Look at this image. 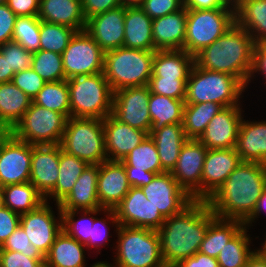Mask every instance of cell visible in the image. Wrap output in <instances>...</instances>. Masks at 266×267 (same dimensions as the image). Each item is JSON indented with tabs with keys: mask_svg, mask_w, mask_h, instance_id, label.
Instances as JSON below:
<instances>
[{
	"mask_svg": "<svg viewBox=\"0 0 266 267\" xmlns=\"http://www.w3.org/2000/svg\"><path fill=\"white\" fill-rule=\"evenodd\" d=\"M12 83L33 100L46 82L33 69L29 68L15 73Z\"/></svg>",
	"mask_w": 266,
	"mask_h": 267,
	"instance_id": "49",
	"label": "cell"
},
{
	"mask_svg": "<svg viewBox=\"0 0 266 267\" xmlns=\"http://www.w3.org/2000/svg\"><path fill=\"white\" fill-rule=\"evenodd\" d=\"M98 165H88L71 192L58 204L60 210L102 209L97 192Z\"/></svg>",
	"mask_w": 266,
	"mask_h": 267,
	"instance_id": "27",
	"label": "cell"
},
{
	"mask_svg": "<svg viewBox=\"0 0 266 267\" xmlns=\"http://www.w3.org/2000/svg\"><path fill=\"white\" fill-rule=\"evenodd\" d=\"M32 99L12 82L0 83V122L11 129L29 109Z\"/></svg>",
	"mask_w": 266,
	"mask_h": 267,
	"instance_id": "34",
	"label": "cell"
},
{
	"mask_svg": "<svg viewBox=\"0 0 266 267\" xmlns=\"http://www.w3.org/2000/svg\"><path fill=\"white\" fill-rule=\"evenodd\" d=\"M123 47L156 51L152 35V19L140 6L125 9Z\"/></svg>",
	"mask_w": 266,
	"mask_h": 267,
	"instance_id": "29",
	"label": "cell"
},
{
	"mask_svg": "<svg viewBox=\"0 0 266 267\" xmlns=\"http://www.w3.org/2000/svg\"><path fill=\"white\" fill-rule=\"evenodd\" d=\"M91 267H117L116 265H112L106 261H100L93 264Z\"/></svg>",
	"mask_w": 266,
	"mask_h": 267,
	"instance_id": "66",
	"label": "cell"
},
{
	"mask_svg": "<svg viewBox=\"0 0 266 267\" xmlns=\"http://www.w3.org/2000/svg\"><path fill=\"white\" fill-rule=\"evenodd\" d=\"M89 164L80 158L69 155L59 144L58 179L55 188L44 198H53L59 204L72 190L79 176Z\"/></svg>",
	"mask_w": 266,
	"mask_h": 267,
	"instance_id": "33",
	"label": "cell"
},
{
	"mask_svg": "<svg viewBox=\"0 0 266 267\" xmlns=\"http://www.w3.org/2000/svg\"><path fill=\"white\" fill-rule=\"evenodd\" d=\"M148 85L128 87L113 94L112 115L122 123L147 132L151 131Z\"/></svg>",
	"mask_w": 266,
	"mask_h": 267,
	"instance_id": "12",
	"label": "cell"
},
{
	"mask_svg": "<svg viewBox=\"0 0 266 267\" xmlns=\"http://www.w3.org/2000/svg\"><path fill=\"white\" fill-rule=\"evenodd\" d=\"M32 148L14 135L5 143L0 155V188L30 181Z\"/></svg>",
	"mask_w": 266,
	"mask_h": 267,
	"instance_id": "18",
	"label": "cell"
},
{
	"mask_svg": "<svg viewBox=\"0 0 266 267\" xmlns=\"http://www.w3.org/2000/svg\"><path fill=\"white\" fill-rule=\"evenodd\" d=\"M265 189L266 165L241 162L207 202L216 217L244 222Z\"/></svg>",
	"mask_w": 266,
	"mask_h": 267,
	"instance_id": "2",
	"label": "cell"
},
{
	"mask_svg": "<svg viewBox=\"0 0 266 267\" xmlns=\"http://www.w3.org/2000/svg\"><path fill=\"white\" fill-rule=\"evenodd\" d=\"M242 162L235 148L208 149L201 176V200H208Z\"/></svg>",
	"mask_w": 266,
	"mask_h": 267,
	"instance_id": "19",
	"label": "cell"
},
{
	"mask_svg": "<svg viewBox=\"0 0 266 267\" xmlns=\"http://www.w3.org/2000/svg\"><path fill=\"white\" fill-rule=\"evenodd\" d=\"M7 4V0H0V5Z\"/></svg>",
	"mask_w": 266,
	"mask_h": 267,
	"instance_id": "69",
	"label": "cell"
},
{
	"mask_svg": "<svg viewBox=\"0 0 266 267\" xmlns=\"http://www.w3.org/2000/svg\"><path fill=\"white\" fill-rule=\"evenodd\" d=\"M70 117L105 119L112 114L113 94L104 72L67 80Z\"/></svg>",
	"mask_w": 266,
	"mask_h": 267,
	"instance_id": "6",
	"label": "cell"
},
{
	"mask_svg": "<svg viewBox=\"0 0 266 267\" xmlns=\"http://www.w3.org/2000/svg\"><path fill=\"white\" fill-rule=\"evenodd\" d=\"M194 65V56L185 50H156L151 77L188 79Z\"/></svg>",
	"mask_w": 266,
	"mask_h": 267,
	"instance_id": "31",
	"label": "cell"
},
{
	"mask_svg": "<svg viewBox=\"0 0 266 267\" xmlns=\"http://www.w3.org/2000/svg\"><path fill=\"white\" fill-rule=\"evenodd\" d=\"M103 131L105 151L110 161H121L149 135L145 131L120 122L112 114L103 119Z\"/></svg>",
	"mask_w": 266,
	"mask_h": 267,
	"instance_id": "23",
	"label": "cell"
},
{
	"mask_svg": "<svg viewBox=\"0 0 266 267\" xmlns=\"http://www.w3.org/2000/svg\"><path fill=\"white\" fill-rule=\"evenodd\" d=\"M103 212L117 232V267H166L161 258L160 236L157 230L119 225L115 210Z\"/></svg>",
	"mask_w": 266,
	"mask_h": 267,
	"instance_id": "4",
	"label": "cell"
},
{
	"mask_svg": "<svg viewBox=\"0 0 266 267\" xmlns=\"http://www.w3.org/2000/svg\"><path fill=\"white\" fill-rule=\"evenodd\" d=\"M149 135L155 142L162 169L171 172L178 161L182 145L188 140L183 124H170L151 129Z\"/></svg>",
	"mask_w": 266,
	"mask_h": 267,
	"instance_id": "30",
	"label": "cell"
},
{
	"mask_svg": "<svg viewBox=\"0 0 266 267\" xmlns=\"http://www.w3.org/2000/svg\"><path fill=\"white\" fill-rule=\"evenodd\" d=\"M174 267H219L217 258L197 252L192 257L178 262Z\"/></svg>",
	"mask_w": 266,
	"mask_h": 267,
	"instance_id": "57",
	"label": "cell"
},
{
	"mask_svg": "<svg viewBox=\"0 0 266 267\" xmlns=\"http://www.w3.org/2000/svg\"><path fill=\"white\" fill-rule=\"evenodd\" d=\"M185 100L150 93L149 113L152 121L151 129H157L170 124L183 123Z\"/></svg>",
	"mask_w": 266,
	"mask_h": 267,
	"instance_id": "39",
	"label": "cell"
},
{
	"mask_svg": "<svg viewBox=\"0 0 266 267\" xmlns=\"http://www.w3.org/2000/svg\"><path fill=\"white\" fill-rule=\"evenodd\" d=\"M0 53L6 57L9 70L15 73L31 68L33 52L26 50L20 43L9 41L0 45Z\"/></svg>",
	"mask_w": 266,
	"mask_h": 267,
	"instance_id": "46",
	"label": "cell"
},
{
	"mask_svg": "<svg viewBox=\"0 0 266 267\" xmlns=\"http://www.w3.org/2000/svg\"><path fill=\"white\" fill-rule=\"evenodd\" d=\"M245 267H266V255L260 248L249 258Z\"/></svg>",
	"mask_w": 266,
	"mask_h": 267,
	"instance_id": "62",
	"label": "cell"
},
{
	"mask_svg": "<svg viewBox=\"0 0 266 267\" xmlns=\"http://www.w3.org/2000/svg\"><path fill=\"white\" fill-rule=\"evenodd\" d=\"M84 247L62 230L45 256V267H86Z\"/></svg>",
	"mask_w": 266,
	"mask_h": 267,
	"instance_id": "32",
	"label": "cell"
},
{
	"mask_svg": "<svg viewBox=\"0 0 266 267\" xmlns=\"http://www.w3.org/2000/svg\"><path fill=\"white\" fill-rule=\"evenodd\" d=\"M207 150L199 140L188 139L182 145L178 161L170 172L193 200H201V176Z\"/></svg>",
	"mask_w": 266,
	"mask_h": 267,
	"instance_id": "14",
	"label": "cell"
},
{
	"mask_svg": "<svg viewBox=\"0 0 266 267\" xmlns=\"http://www.w3.org/2000/svg\"><path fill=\"white\" fill-rule=\"evenodd\" d=\"M14 72L9 70V63L6 57L0 53V83L12 82Z\"/></svg>",
	"mask_w": 266,
	"mask_h": 267,
	"instance_id": "61",
	"label": "cell"
},
{
	"mask_svg": "<svg viewBox=\"0 0 266 267\" xmlns=\"http://www.w3.org/2000/svg\"><path fill=\"white\" fill-rule=\"evenodd\" d=\"M131 188L124 164L106 160L98 165L97 192L102 209H115Z\"/></svg>",
	"mask_w": 266,
	"mask_h": 267,
	"instance_id": "22",
	"label": "cell"
},
{
	"mask_svg": "<svg viewBox=\"0 0 266 267\" xmlns=\"http://www.w3.org/2000/svg\"><path fill=\"white\" fill-rule=\"evenodd\" d=\"M16 20L17 16L7 4L0 5V45L12 41Z\"/></svg>",
	"mask_w": 266,
	"mask_h": 267,
	"instance_id": "53",
	"label": "cell"
},
{
	"mask_svg": "<svg viewBox=\"0 0 266 267\" xmlns=\"http://www.w3.org/2000/svg\"><path fill=\"white\" fill-rule=\"evenodd\" d=\"M121 5L126 7L140 6L144 0H120Z\"/></svg>",
	"mask_w": 266,
	"mask_h": 267,
	"instance_id": "64",
	"label": "cell"
},
{
	"mask_svg": "<svg viewBox=\"0 0 266 267\" xmlns=\"http://www.w3.org/2000/svg\"><path fill=\"white\" fill-rule=\"evenodd\" d=\"M61 149L90 165H99L107 159L103 120L69 117L60 142Z\"/></svg>",
	"mask_w": 266,
	"mask_h": 267,
	"instance_id": "8",
	"label": "cell"
},
{
	"mask_svg": "<svg viewBox=\"0 0 266 267\" xmlns=\"http://www.w3.org/2000/svg\"><path fill=\"white\" fill-rule=\"evenodd\" d=\"M245 1L248 0H228L229 7L236 10L238 7H240Z\"/></svg>",
	"mask_w": 266,
	"mask_h": 267,
	"instance_id": "65",
	"label": "cell"
},
{
	"mask_svg": "<svg viewBox=\"0 0 266 267\" xmlns=\"http://www.w3.org/2000/svg\"><path fill=\"white\" fill-rule=\"evenodd\" d=\"M266 210V189L262 192L261 196L256 202L253 213L243 222L245 227L252 226V222L260 216L261 212ZM249 225V226H248Z\"/></svg>",
	"mask_w": 266,
	"mask_h": 267,
	"instance_id": "60",
	"label": "cell"
},
{
	"mask_svg": "<svg viewBox=\"0 0 266 267\" xmlns=\"http://www.w3.org/2000/svg\"><path fill=\"white\" fill-rule=\"evenodd\" d=\"M3 250L18 251L29 258L45 260L41 252L30 243L25 231L19 226L1 246Z\"/></svg>",
	"mask_w": 266,
	"mask_h": 267,
	"instance_id": "48",
	"label": "cell"
},
{
	"mask_svg": "<svg viewBox=\"0 0 266 267\" xmlns=\"http://www.w3.org/2000/svg\"><path fill=\"white\" fill-rule=\"evenodd\" d=\"M35 104L70 117V96L67 80L46 82L33 99Z\"/></svg>",
	"mask_w": 266,
	"mask_h": 267,
	"instance_id": "41",
	"label": "cell"
},
{
	"mask_svg": "<svg viewBox=\"0 0 266 267\" xmlns=\"http://www.w3.org/2000/svg\"><path fill=\"white\" fill-rule=\"evenodd\" d=\"M235 22V10L231 7L187 9L184 50L195 56L221 37Z\"/></svg>",
	"mask_w": 266,
	"mask_h": 267,
	"instance_id": "9",
	"label": "cell"
},
{
	"mask_svg": "<svg viewBox=\"0 0 266 267\" xmlns=\"http://www.w3.org/2000/svg\"><path fill=\"white\" fill-rule=\"evenodd\" d=\"M215 218L206 200H193L180 213L165 218L158 230L164 265L174 267L197 253Z\"/></svg>",
	"mask_w": 266,
	"mask_h": 267,
	"instance_id": "1",
	"label": "cell"
},
{
	"mask_svg": "<svg viewBox=\"0 0 266 267\" xmlns=\"http://www.w3.org/2000/svg\"><path fill=\"white\" fill-rule=\"evenodd\" d=\"M0 267H45V260L29 258L21 252L0 247Z\"/></svg>",
	"mask_w": 266,
	"mask_h": 267,
	"instance_id": "51",
	"label": "cell"
},
{
	"mask_svg": "<svg viewBox=\"0 0 266 267\" xmlns=\"http://www.w3.org/2000/svg\"><path fill=\"white\" fill-rule=\"evenodd\" d=\"M7 6L17 17L37 16L39 0H7Z\"/></svg>",
	"mask_w": 266,
	"mask_h": 267,
	"instance_id": "56",
	"label": "cell"
},
{
	"mask_svg": "<svg viewBox=\"0 0 266 267\" xmlns=\"http://www.w3.org/2000/svg\"><path fill=\"white\" fill-rule=\"evenodd\" d=\"M106 220L104 218L101 220L97 217H94V223L93 226H91L89 241L85 245V248H96L97 250L100 249L103 245H107V242L109 241L108 237L110 236L107 232ZM107 226V227H106ZM108 240V241H107ZM106 241V243H105Z\"/></svg>",
	"mask_w": 266,
	"mask_h": 267,
	"instance_id": "54",
	"label": "cell"
},
{
	"mask_svg": "<svg viewBox=\"0 0 266 267\" xmlns=\"http://www.w3.org/2000/svg\"><path fill=\"white\" fill-rule=\"evenodd\" d=\"M121 162L124 164L131 187L141 188L148 185L157 174L165 173L155 142L150 135L128 153Z\"/></svg>",
	"mask_w": 266,
	"mask_h": 267,
	"instance_id": "17",
	"label": "cell"
},
{
	"mask_svg": "<svg viewBox=\"0 0 266 267\" xmlns=\"http://www.w3.org/2000/svg\"><path fill=\"white\" fill-rule=\"evenodd\" d=\"M155 51L119 47L105 52L104 75L113 92L148 85Z\"/></svg>",
	"mask_w": 266,
	"mask_h": 267,
	"instance_id": "7",
	"label": "cell"
},
{
	"mask_svg": "<svg viewBox=\"0 0 266 267\" xmlns=\"http://www.w3.org/2000/svg\"><path fill=\"white\" fill-rule=\"evenodd\" d=\"M37 17L44 22L85 30L86 17L81 0H39Z\"/></svg>",
	"mask_w": 266,
	"mask_h": 267,
	"instance_id": "26",
	"label": "cell"
},
{
	"mask_svg": "<svg viewBox=\"0 0 266 267\" xmlns=\"http://www.w3.org/2000/svg\"><path fill=\"white\" fill-rule=\"evenodd\" d=\"M185 7V0H144L140 8L153 20Z\"/></svg>",
	"mask_w": 266,
	"mask_h": 267,
	"instance_id": "50",
	"label": "cell"
},
{
	"mask_svg": "<svg viewBox=\"0 0 266 267\" xmlns=\"http://www.w3.org/2000/svg\"><path fill=\"white\" fill-rule=\"evenodd\" d=\"M245 89L237 77L202 69L194 63L186 82L185 104L214 102L224 108L240 106L239 98Z\"/></svg>",
	"mask_w": 266,
	"mask_h": 267,
	"instance_id": "5",
	"label": "cell"
},
{
	"mask_svg": "<svg viewBox=\"0 0 266 267\" xmlns=\"http://www.w3.org/2000/svg\"><path fill=\"white\" fill-rule=\"evenodd\" d=\"M77 31L69 26L53 24L40 20V50L52 51L58 54L68 46L70 39Z\"/></svg>",
	"mask_w": 266,
	"mask_h": 267,
	"instance_id": "43",
	"label": "cell"
},
{
	"mask_svg": "<svg viewBox=\"0 0 266 267\" xmlns=\"http://www.w3.org/2000/svg\"><path fill=\"white\" fill-rule=\"evenodd\" d=\"M12 41L20 43L28 51H38L40 47V19L37 16L17 17Z\"/></svg>",
	"mask_w": 266,
	"mask_h": 267,
	"instance_id": "45",
	"label": "cell"
},
{
	"mask_svg": "<svg viewBox=\"0 0 266 267\" xmlns=\"http://www.w3.org/2000/svg\"><path fill=\"white\" fill-rule=\"evenodd\" d=\"M125 9L120 5L86 21L85 31L104 52L123 47Z\"/></svg>",
	"mask_w": 266,
	"mask_h": 267,
	"instance_id": "21",
	"label": "cell"
},
{
	"mask_svg": "<svg viewBox=\"0 0 266 267\" xmlns=\"http://www.w3.org/2000/svg\"><path fill=\"white\" fill-rule=\"evenodd\" d=\"M44 201L36 209L20 215V226L25 231L30 243L45 257L54 243L56 236L62 231V215L60 206L59 221L56 219L52 207Z\"/></svg>",
	"mask_w": 266,
	"mask_h": 267,
	"instance_id": "13",
	"label": "cell"
},
{
	"mask_svg": "<svg viewBox=\"0 0 266 267\" xmlns=\"http://www.w3.org/2000/svg\"><path fill=\"white\" fill-rule=\"evenodd\" d=\"M79 211L83 213V216L75 220L74 217L80 213ZM100 211H104V209L61 210L62 230L79 243L86 245L89 241L91 226H93L94 223V216H90V214L96 215Z\"/></svg>",
	"mask_w": 266,
	"mask_h": 267,
	"instance_id": "42",
	"label": "cell"
},
{
	"mask_svg": "<svg viewBox=\"0 0 266 267\" xmlns=\"http://www.w3.org/2000/svg\"><path fill=\"white\" fill-rule=\"evenodd\" d=\"M19 226L20 214L5 206L0 209V247Z\"/></svg>",
	"mask_w": 266,
	"mask_h": 267,
	"instance_id": "52",
	"label": "cell"
},
{
	"mask_svg": "<svg viewBox=\"0 0 266 267\" xmlns=\"http://www.w3.org/2000/svg\"><path fill=\"white\" fill-rule=\"evenodd\" d=\"M187 9L228 8V0H185Z\"/></svg>",
	"mask_w": 266,
	"mask_h": 267,
	"instance_id": "59",
	"label": "cell"
},
{
	"mask_svg": "<svg viewBox=\"0 0 266 267\" xmlns=\"http://www.w3.org/2000/svg\"><path fill=\"white\" fill-rule=\"evenodd\" d=\"M243 227L242 221L216 217L209 224L198 252L217 258L225 244Z\"/></svg>",
	"mask_w": 266,
	"mask_h": 267,
	"instance_id": "35",
	"label": "cell"
},
{
	"mask_svg": "<svg viewBox=\"0 0 266 267\" xmlns=\"http://www.w3.org/2000/svg\"><path fill=\"white\" fill-rule=\"evenodd\" d=\"M142 192L164 218L180 213L193 198L179 185L170 172L157 174Z\"/></svg>",
	"mask_w": 266,
	"mask_h": 267,
	"instance_id": "15",
	"label": "cell"
},
{
	"mask_svg": "<svg viewBox=\"0 0 266 267\" xmlns=\"http://www.w3.org/2000/svg\"><path fill=\"white\" fill-rule=\"evenodd\" d=\"M4 207V201H3V195L0 189V209H2Z\"/></svg>",
	"mask_w": 266,
	"mask_h": 267,
	"instance_id": "67",
	"label": "cell"
},
{
	"mask_svg": "<svg viewBox=\"0 0 266 267\" xmlns=\"http://www.w3.org/2000/svg\"><path fill=\"white\" fill-rule=\"evenodd\" d=\"M30 181L45 198L56 186L59 168V144L33 145Z\"/></svg>",
	"mask_w": 266,
	"mask_h": 267,
	"instance_id": "24",
	"label": "cell"
},
{
	"mask_svg": "<svg viewBox=\"0 0 266 267\" xmlns=\"http://www.w3.org/2000/svg\"><path fill=\"white\" fill-rule=\"evenodd\" d=\"M67 118L33 101L21 120L12 129L13 135L31 145L60 144Z\"/></svg>",
	"mask_w": 266,
	"mask_h": 267,
	"instance_id": "10",
	"label": "cell"
},
{
	"mask_svg": "<svg viewBox=\"0 0 266 267\" xmlns=\"http://www.w3.org/2000/svg\"><path fill=\"white\" fill-rule=\"evenodd\" d=\"M255 42L236 22L221 37L194 56V63L210 71L237 77L246 87L253 67Z\"/></svg>",
	"mask_w": 266,
	"mask_h": 267,
	"instance_id": "3",
	"label": "cell"
},
{
	"mask_svg": "<svg viewBox=\"0 0 266 267\" xmlns=\"http://www.w3.org/2000/svg\"><path fill=\"white\" fill-rule=\"evenodd\" d=\"M266 237V236H265ZM261 251L266 255V238H265V242L262 245V248H260Z\"/></svg>",
	"mask_w": 266,
	"mask_h": 267,
	"instance_id": "68",
	"label": "cell"
},
{
	"mask_svg": "<svg viewBox=\"0 0 266 267\" xmlns=\"http://www.w3.org/2000/svg\"><path fill=\"white\" fill-rule=\"evenodd\" d=\"M236 23L244 28L255 44L266 42V0H248L235 10Z\"/></svg>",
	"mask_w": 266,
	"mask_h": 267,
	"instance_id": "36",
	"label": "cell"
},
{
	"mask_svg": "<svg viewBox=\"0 0 266 267\" xmlns=\"http://www.w3.org/2000/svg\"><path fill=\"white\" fill-rule=\"evenodd\" d=\"M261 72L260 74L264 75L266 79V42H261L255 44L254 47V57H253V67L248 81L251 82V79L255 73ZM253 76V77H252Z\"/></svg>",
	"mask_w": 266,
	"mask_h": 267,
	"instance_id": "58",
	"label": "cell"
},
{
	"mask_svg": "<svg viewBox=\"0 0 266 267\" xmlns=\"http://www.w3.org/2000/svg\"><path fill=\"white\" fill-rule=\"evenodd\" d=\"M187 81L188 79L150 77L148 86L150 93L171 97L177 100H185Z\"/></svg>",
	"mask_w": 266,
	"mask_h": 267,
	"instance_id": "47",
	"label": "cell"
},
{
	"mask_svg": "<svg viewBox=\"0 0 266 267\" xmlns=\"http://www.w3.org/2000/svg\"><path fill=\"white\" fill-rule=\"evenodd\" d=\"M0 189L4 206L20 215L36 209L45 201L31 182L10 184Z\"/></svg>",
	"mask_w": 266,
	"mask_h": 267,
	"instance_id": "38",
	"label": "cell"
},
{
	"mask_svg": "<svg viewBox=\"0 0 266 267\" xmlns=\"http://www.w3.org/2000/svg\"><path fill=\"white\" fill-rule=\"evenodd\" d=\"M13 136L12 129L4 122H0V155L5 143Z\"/></svg>",
	"mask_w": 266,
	"mask_h": 267,
	"instance_id": "63",
	"label": "cell"
},
{
	"mask_svg": "<svg viewBox=\"0 0 266 267\" xmlns=\"http://www.w3.org/2000/svg\"><path fill=\"white\" fill-rule=\"evenodd\" d=\"M86 20L121 5L120 0H81Z\"/></svg>",
	"mask_w": 266,
	"mask_h": 267,
	"instance_id": "55",
	"label": "cell"
},
{
	"mask_svg": "<svg viewBox=\"0 0 266 267\" xmlns=\"http://www.w3.org/2000/svg\"><path fill=\"white\" fill-rule=\"evenodd\" d=\"M240 106L224 108L208 123L198 139L207 149L235 148L241 121Z\"/></svg>",
	"mask_w": 266,
	"mask_h": 267,
	"instance_id": "20",
	"label": "cell"
},
{
	"mask_svg": "<svg viewBox=\"0 0 266 267\" xmlns=\"http://www.w3.org/2000/svg\"><path fill=\"white\" fill-rule=\"evenodd\" d=\"M31 69L45 82L66 80L62 55L46 50L33 52Z\"/></svg>",
	"mask_w": 266,
	"mask_h": 267,
	"instance_id": "44",
	"label": "cell"
},
{
	"mask_svg": "<svg viewBox=\"0 0 266 267\" xmlns=\"http://www.w3.org/2000/svg\"><path fill=\"white\" fill-rule=\"evenodd\" d=\"M235 150L242 162L266 165V121L251 122L242 119Z\"/></svg>",
	"mask_w": 266,
	"mask_h": 267,
	"instance_id": "28",
	"label": "cell"
},
{
	"mask_svg": "<svg viewBox=\"0 0 266 267\" xmlns=\"http://www.w3.org/2000/svg\"><path fill=\"white\" fill-rule=\"evenodd\" d=\"M66 80L104 71L105 52L85 31H77L62 53Z\"/></svg>",
	"mask_w": 266,
	"mask_h": 267,
	"instance_id": "11",
	"label": "cell"
},
{
	"mask_svg": "<svg viewBox=\"0 0 266 267\" xmlns=\"http://www.w3.org/2000/svg\"><path fill=\"white\" fill-rule=\"evenodd\" d=\"M114 210L117 221L122 226L158 231L165 221L159 210L146 198L139 187H131Z\"/></svg>",
	"mask_w": 266,
	"mask_h": 267,
	"instance_id": "16",
	"label": "cell"
},
{
	"mask_svg": "<svg viewBox=\"0 0 266 267\" xmlns=\"http://www.w3.org/2000/svg\"><path fill=\"white\" fill-rule=\"evenodd\" d=\"M247 227H243L224 246L217 257L219 267H245L254 251L249 249L251 243Z\"/></svg>",
	"mask_w": 266,
	"mask_h": 267,
	"instance_id": "40",
	"label": "cell"
},
{
	"mask_svg": "<svg viewBox=\"0 0 266 267\" xmlns=\"http://www.w3.org/2000/svg\"><path fill=\"white\" fill-rule=\"evenodd\" d=\"M223 109L222 105L214 102L185 104L182 124L187 139L198 140L208 123Z\"/></svg>",
	"mask_w": 266,
	"mask_h": 267,
	"instance_id": "37",
	"label": "cell"
},
{
	"mask_svg": "<svg viewBox=\"0 0 266 267\" xmlns=\"http://www.w3.org/2000/svg\"><path fill=\"white\" fill-rule=\"evenodd\" d=\"M187 8L152 20V35L156 50H184Z\"/></svg>",
	"mask_w": 266,
	"mask_h": 267,
	"instance_id": "25",
	"label": "cell"
}]
</instances>
